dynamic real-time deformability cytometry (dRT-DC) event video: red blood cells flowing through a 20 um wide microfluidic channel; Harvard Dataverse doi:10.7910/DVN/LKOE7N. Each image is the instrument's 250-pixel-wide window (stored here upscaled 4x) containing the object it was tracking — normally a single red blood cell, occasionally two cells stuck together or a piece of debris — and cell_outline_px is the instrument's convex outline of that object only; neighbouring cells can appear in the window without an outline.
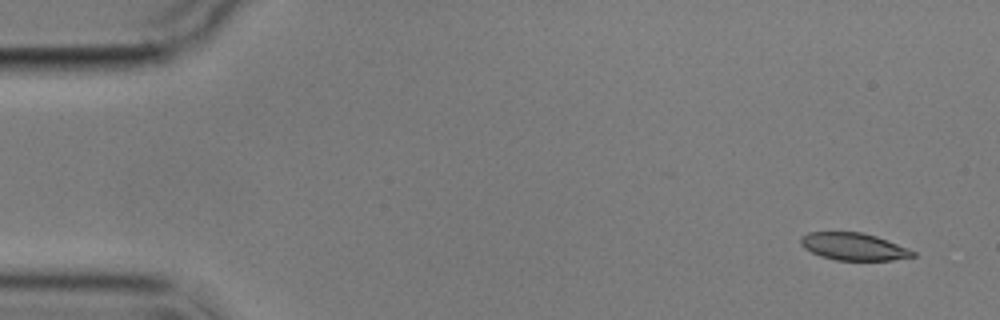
{"species": "common noctule bat (a hibernating species)", "species_latin": "Nyctalus noctula", "temperature_condition": "cold", "stored_images_in_passage": 7, "camera_frame_rate_fps": 3000, "um_per_image_px": 0.085, "animal": {"sex": "male", "body_mass_g": 17.9}, "frame": {"image": 1, "passage_image": 1, "time_ms": 0.0, "image_size_px": [1000, 320], "cell_outline_px": [[916, 256], [892, 260], [836, 260], [820, 256], [804, 248], [800, 244], [800, 236], [808, 232], [860, 232], [876, 236], [888, 240], [908, 248], [916, 252]], "centroid_in_image_um": [72.55, 20.96], "position_along_channel_um": 12.5, "area_um2": 17.92}}
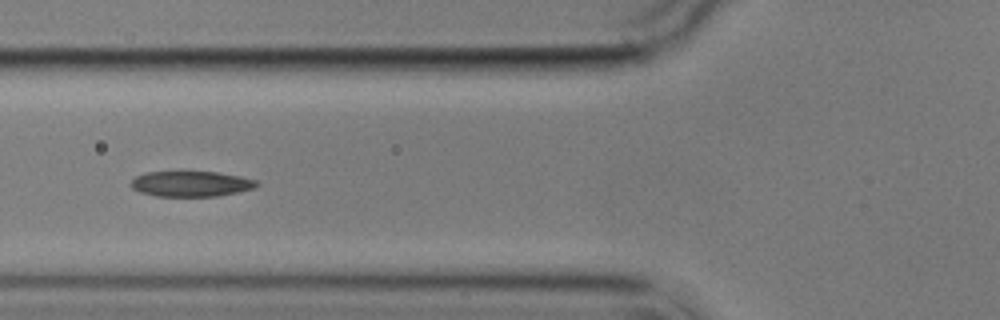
{"frame": {"image": 2, "passage_image": 6, "time_ms": 6.0, "image_size_px": [1000, 320], "cell_outline_px": [[260, 184], [256, 188], [220, 196], [156, 196], [140, 192], [132, 188], [128, 184], [136, 176], [148, 172], [180, 168], [216, 172], [240, 176], [256, 180]], "centroid_in_image_um": [16.21, 15.57], "position_along_channel_um": 109.6, "area_um2": 19.71}}
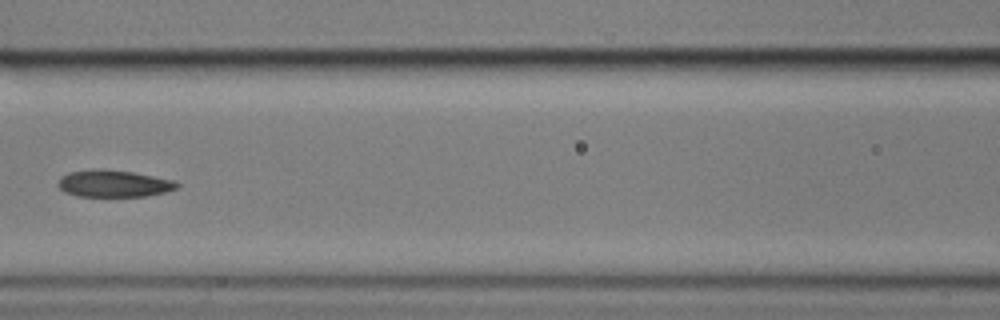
{"frame": {"image": 3, "passage_image": 7, "time_ms": 7.333, "image_size_px": [1000, 320], "cell_outline_px": [[180, 188], [148, 196], [76, 196], [64, 192], [60, 188], [60, 176], [68, 172], [132, 172], [176, 180], [180, 184]], "centroid_in_image_um": [9.78, 15.65], "position_along_channel_um": 156.8, "area_um2": 17.86}}